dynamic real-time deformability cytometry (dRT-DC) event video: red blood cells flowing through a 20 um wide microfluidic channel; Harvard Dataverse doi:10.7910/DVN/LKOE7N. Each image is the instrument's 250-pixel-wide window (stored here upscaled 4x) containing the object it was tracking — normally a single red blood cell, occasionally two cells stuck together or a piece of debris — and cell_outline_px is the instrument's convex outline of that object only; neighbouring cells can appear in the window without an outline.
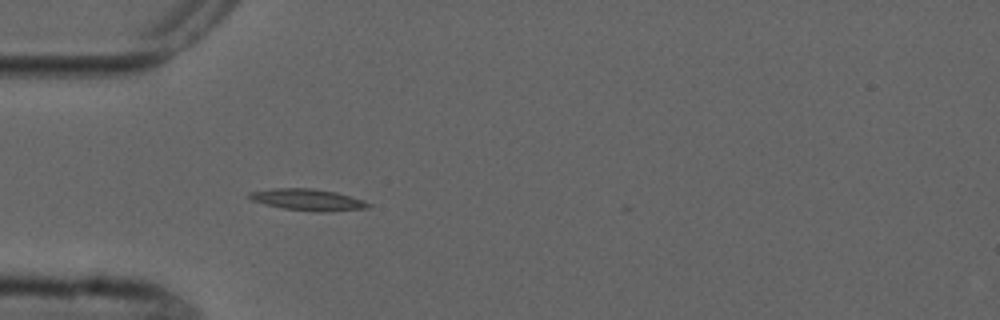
{"species": "common noctule bat (a hibernating species)", "species_latin": "Nyctalus noctula", "temperature_condition": "cold", "stored_images_in_passage": 3, "camera_frame_rate_fps": 3000, "um_per_image_px": 0.085, "animal": {"sex": "male", "forearm_length_mm": 52.5}, "frame": {"image": 1, "passage_image": 3, "time_ms": 3.333, "image_size_px": [1000, 320], "cell_outline_px": [[372, 204], [368, 208], [324, 212], [320, 212], [284, 208], [264, 204], [252, 200], [244, 196], [248, 192], [276, 188], [312, 188], [336, 192], [364, 200]], "centroid_in_image_um": [26.14, 16.97], "position_along_channel_um": 58.9, "area_um2": 14.97}}